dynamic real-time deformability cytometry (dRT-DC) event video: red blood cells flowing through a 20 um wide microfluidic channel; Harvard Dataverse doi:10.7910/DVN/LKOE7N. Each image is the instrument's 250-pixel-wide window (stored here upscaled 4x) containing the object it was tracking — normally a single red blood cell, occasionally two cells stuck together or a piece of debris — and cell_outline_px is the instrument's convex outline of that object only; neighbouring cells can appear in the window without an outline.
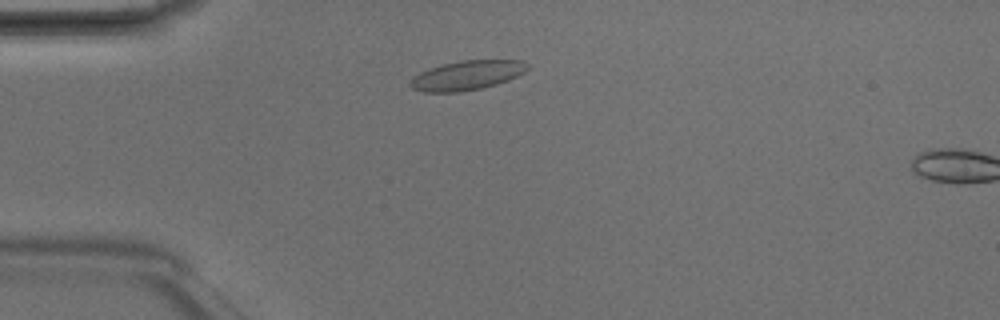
{"species": "Egyptian fruit bat (a non-hibernating species)", "species_latin": "Rousettus aegyptiacus", "temperature_condition": "room temperature", "stored_images_in_passage": 3, "camera_frame_rate_fps": 3000, "um_per_image_px": 0.085, "animal": {"sex": "male"}, "frame": {"image": 1, "passage_image": 2, "time_ms": 0.333, "image_size_px": [1000, 320], "cell_outline_px": [[532, 64], [524, 72], [508, 80], [496, 84], [480, 88], [460, 92], [424, 92], [412, 88], [408, 84], [420, 72], [444, 64], [460, 60], [524, 60]], "centroid_in_image_um": [39.75, 6.39], "position_along_channel_um": 45.3, "area_um2": 19.94}}